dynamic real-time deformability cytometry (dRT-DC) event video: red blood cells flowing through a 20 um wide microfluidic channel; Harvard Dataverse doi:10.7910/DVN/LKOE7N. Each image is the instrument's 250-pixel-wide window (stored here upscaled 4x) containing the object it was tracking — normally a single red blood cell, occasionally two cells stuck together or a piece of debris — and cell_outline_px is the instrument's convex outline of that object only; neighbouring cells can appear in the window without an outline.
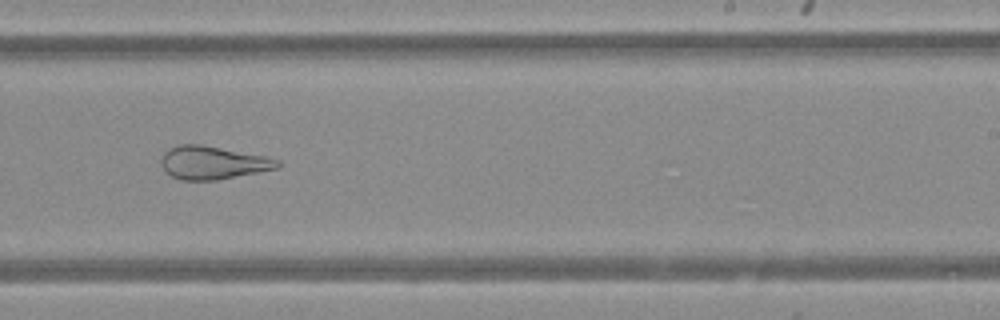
{"species": "Egyptian fruit bat (a non-hibernating species)", "species_latin": "Rousettus aegyptiacus", "temperature_condition": "warm", "stored_images_in_passage": 31, "camera_frame_rate_fps": 3000, "um_per_image_px": 0.085, "animal": {"sex": "female"}, "frame": {"image": 1, "passage_image": 18, "time_ms": 5.667, "image_size_px": [1000, 320], "cell_outline_px": [[280, 164], [276, 168], [216, 180], [180, 180], [172, 176], [160, 164], [160, 160], [164, 152], [168, 148], [180, 144], [200, 144], [264, 156], [280, 160]], "centroid_in_image_um": [18.03, 13.82], "position_along_channel_um": 271.0, "area_um2": 22.14}}
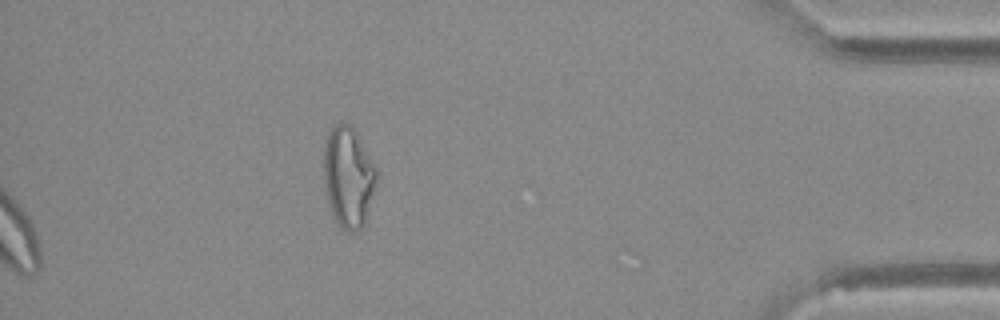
{"frame": {"image": 2, "passage_image": 31, "time_ms": 10.0, "image_size_px": [1000, 320], "cell_outline_px": [[376, 180], [364, 224], [356, 232], [348, 232], [340, 228], [328, 204], [324, 184], [324, 140], [332, 124], [352, 124], [376, 168]], "centroid_in_image_um": [29.57, 15.02], "position_along_channel_um": 405.6, "area_um2": 30.87}}